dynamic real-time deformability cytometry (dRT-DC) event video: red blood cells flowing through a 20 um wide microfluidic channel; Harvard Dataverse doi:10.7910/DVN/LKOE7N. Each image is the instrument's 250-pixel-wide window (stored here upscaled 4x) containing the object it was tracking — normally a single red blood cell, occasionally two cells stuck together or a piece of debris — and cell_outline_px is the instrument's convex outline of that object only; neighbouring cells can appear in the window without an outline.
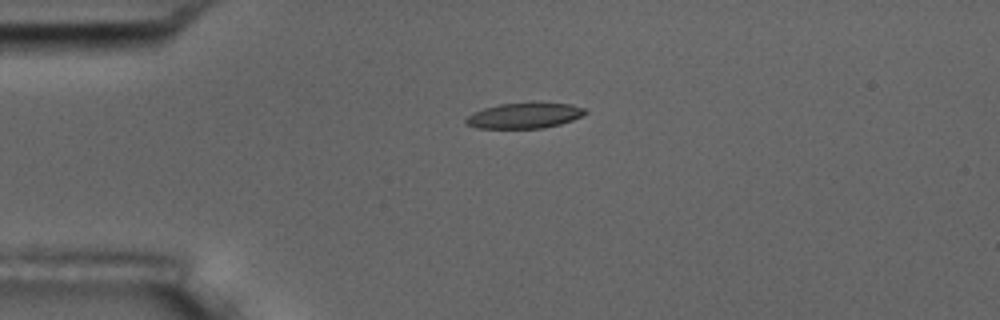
{"species": "common noctule bat (a hibernating species)", "species_latin": "Nyctalus noctula", "temperature_condition": "room temperature", "stored_images_in_passage": 6, "camera_frame_rate_fps": 3000, "um_per_image_px": 0.085, "animal": {"sex": "male", "body_mass_g": 17.5, "forearm_length_mm": 52.3}, "frame": {"image": 1, "passage_image": 4, "time_ms": 4.333, "image_size_px": [1000, 320], "cell_outline_px": [[588, 112], [572, 120], [560, 124], [544, 128], [476, 128], [464, 124], [464, 120], [472, 112], [484, 108], [500, 104], [540, 100], [572, 104], [584, 108]], "centroid_in_image_um": [44.58, 9.78], "position_along_channel_um": 40.4, "area_um2": 18.44}}